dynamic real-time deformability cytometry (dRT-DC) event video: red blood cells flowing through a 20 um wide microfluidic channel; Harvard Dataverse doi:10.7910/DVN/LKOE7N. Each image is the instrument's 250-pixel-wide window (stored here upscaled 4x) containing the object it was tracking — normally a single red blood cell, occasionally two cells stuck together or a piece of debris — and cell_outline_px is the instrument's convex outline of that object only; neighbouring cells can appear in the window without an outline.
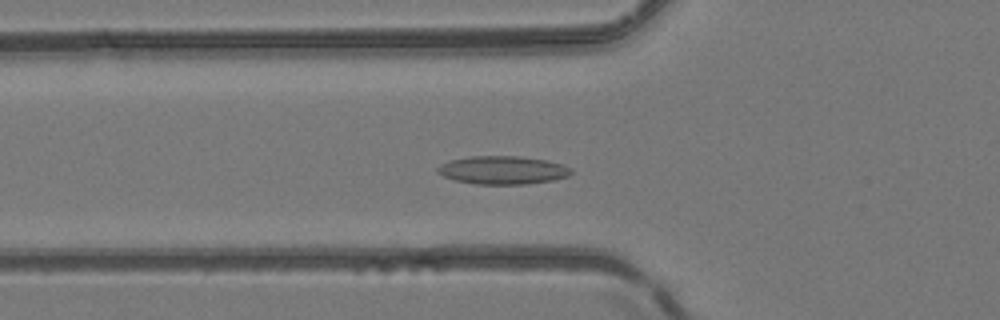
{"species": "common noctule bat (a hibernating species)", "species_latin": "Nyctalus noctula", "temperature_condition": "room temperature", "stored_images_in_passage": 48, "camera_frame_rate_fps": 3000, "um_per_image_px": 0.085, "animal": {"sex": "female", "body_mass_g": 24.6, "forearm_length_mm": 56.2}, "frame": {"image": 1, "passage_image": 18, "time_ms": 5.667, "image_size_px": [1000, 320], "cell_outline_px": [[572, 172], [568, 176], [556, 180], [528, 184], [476, 184], [456, 180], [444, 176], [436, 172], [436, 168], [452, 160], [472, 156], [520, 156], [544, 160], [560, 164], [572, 168]], "centroid_in_image_um": [42.77, 14.47], "position_along_channel_um": 83.0, "area_um2": 21.79}}
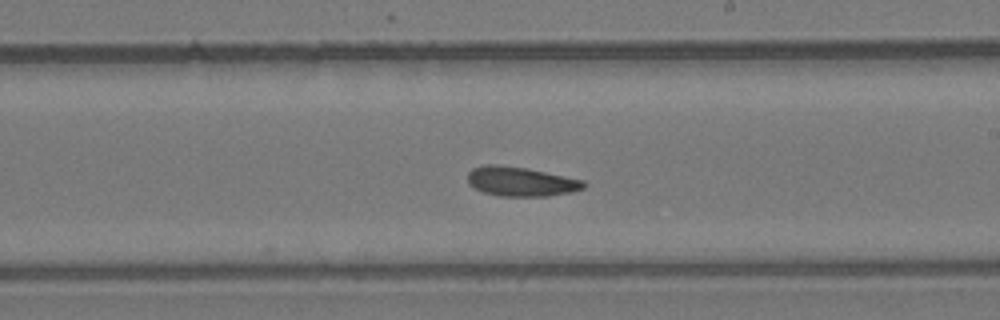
{"frame": {"image": 2, "passage_image": 29, "time_ms": 9.333, "image_size_px": [1000, 320], "cell_outline_px": [[588, 184], [584, 188], [568, 192], [548, 196], [500, 196], [484, 192], [468, 184], [468, 172], [472, 168], [484, 164], [496, 164], [528, 168], [584, 180]], "centroid_in_image_um": [44.27, 15.41], "position_along_channel_um": 244.7, "area_um2": 19.94}}
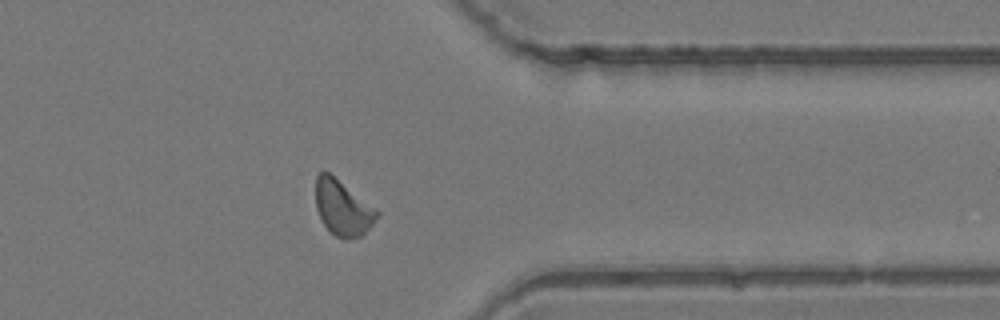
{"frame": {"image": 3, "passage_image": 39, "time_ms": 12.667, "image_size_px": [1000, 320], "cell_outline_px": [[380, 212], [372, 224], [360, 236], [344, 240], [336, 236], [324, 224], [316, 208], [316, 176], [320, 172], [328, 172]], "centroid_in_image_um": [29.11, 17.68], "position_along_channel_um": 382.3, "area_um2": 19.13}}